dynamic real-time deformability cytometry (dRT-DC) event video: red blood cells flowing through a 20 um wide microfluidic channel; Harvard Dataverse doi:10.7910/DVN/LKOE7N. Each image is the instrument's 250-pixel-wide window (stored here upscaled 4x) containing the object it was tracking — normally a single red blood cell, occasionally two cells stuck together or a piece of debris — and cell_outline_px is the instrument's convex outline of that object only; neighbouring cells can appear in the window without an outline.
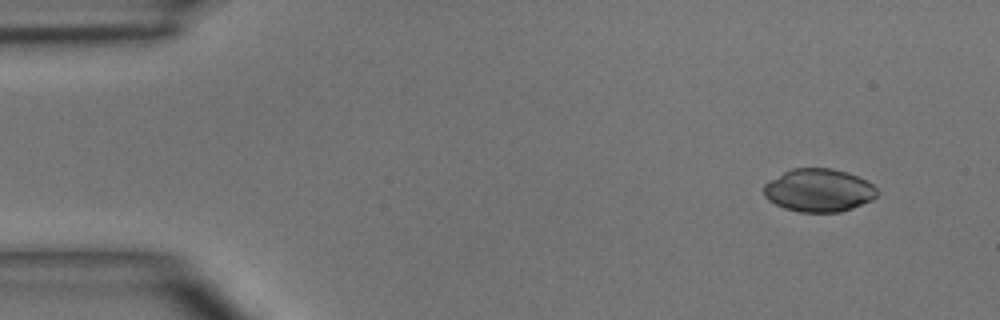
{"species": "common noctule bat (a hibernating species)", "species_latin": "Nyctalus noctula", "temperature_condition": "room temperature", "stored_images_in_passage": 4, "camera_frame_rate_fps": 3000, "um_per_image_px": 0.085, "animal": {"sex": "male", "body_mass_g": 15.6}, "frame": {"image": 1, "passage_image": 1, "time_ms": 0.0, "image_size_px": [1000, 320], "cell_outline_px": [[880, 192], [872, 200], [852, 208], [840, 212], [800, 212], [784, 208], [768, 200], [764, 196], [764, 184], [784, 172], [792, 168], [832, 168], [848, 172], [868, 180]], "centroid_in_image_um": [69.62, 16.17], "position_along_channel_um": 15.4, "area_um2": 28.55}}
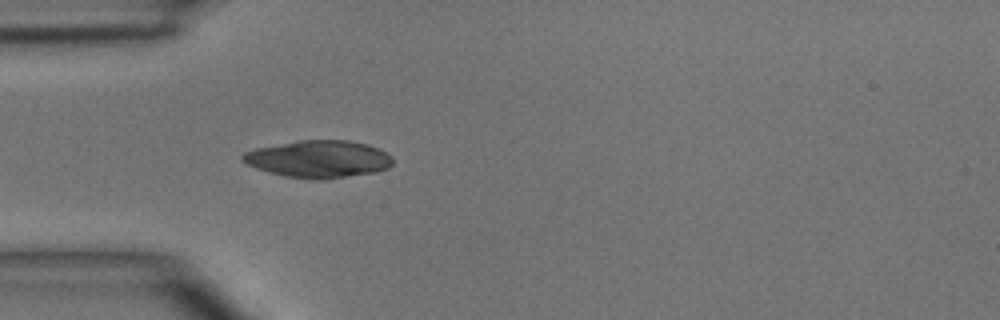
{"frame": {"image": 2, "passage_image": 4, "time_ms": 3.333, "image_size_px": [1000, 320], "cell_outline_px": [[392, 164], [388, 168], [376, 172], [324, 180], [312, 180], [284, 176], [268, 172], [256, 168], [240, 160], [240, 156], [244, 152], [256, 148], [300, 140], [348, 140], [368, 144], [392, 156]], "centroid_in_image_um": [27.06, 13.53], "position_along_channel_um": 57.9, "area_um2": 32.77}}